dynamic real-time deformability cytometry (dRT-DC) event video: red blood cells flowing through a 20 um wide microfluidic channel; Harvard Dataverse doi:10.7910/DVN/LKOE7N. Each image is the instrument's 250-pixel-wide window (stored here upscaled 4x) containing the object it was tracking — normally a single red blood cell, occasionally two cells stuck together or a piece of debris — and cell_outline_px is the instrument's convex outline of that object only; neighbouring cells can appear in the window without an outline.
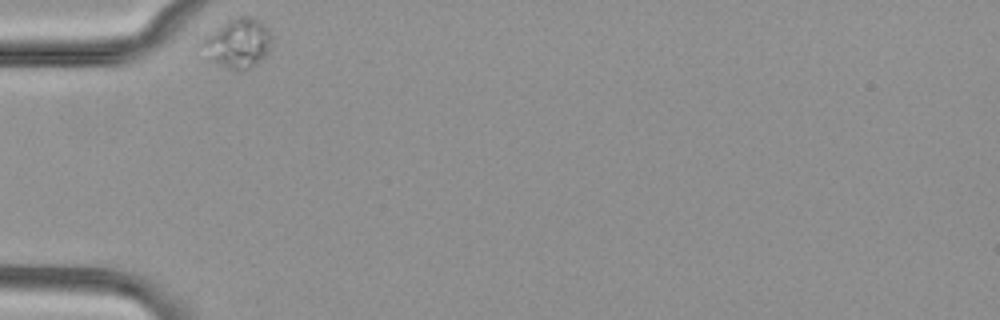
{"species": "common noctule bat (a hibernating species)", "species_latin": "Nyctalus noctula", "temperature_condition": "cold", "stored_images_in_passage": 34, "camera_frame_rate_fps": 3000, "um_per_image_px": 0.085, "animal": {"sex": "female", "body_mass_g": 29.2, "forearm_length_mm": 56.3}, "frame": {"image": 1, "passage_image": 1, "time_ms": 0.0, "image_size_px": [1000, 320], "cell_outline_px": [[272, 44], [268, 56], [256, 64], [240, 72], [228, 68], [208, 60], [200, 44], [204, 40], [232, 16], [248, 16], [260, 20], [268, 28], [272, 36]], "centroid_in_image_um": [20.28, 3.69], "position_along_channel_um": 64.7, "area_um2": 20.23}}
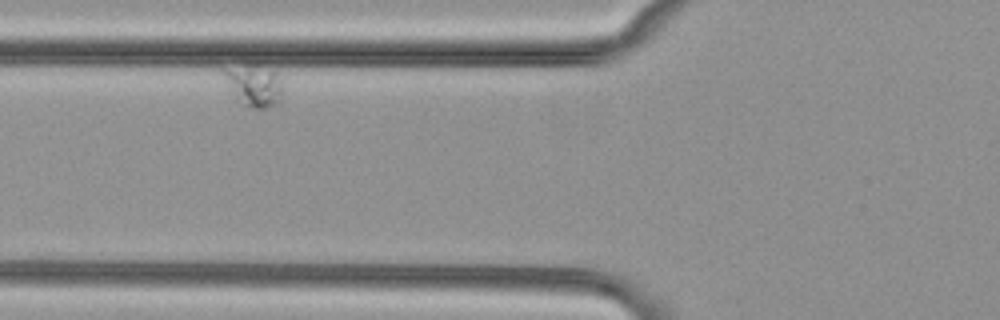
{"frame": {"image": 2, "passage_image": 6, "time_ms": 1.667, "image_size_px": [1000, 320], "cell_outline_px": [[280, 100], [276, 104], [268, 108], [256, 108], [240, 104], [236, 100], [220, 68], [252, 64], [276, 72], [280, 80]], "centroid_in_image_um": [21.54, 7.26], "position_along_channel_um": 104.3, "area_um2": 14.1}}
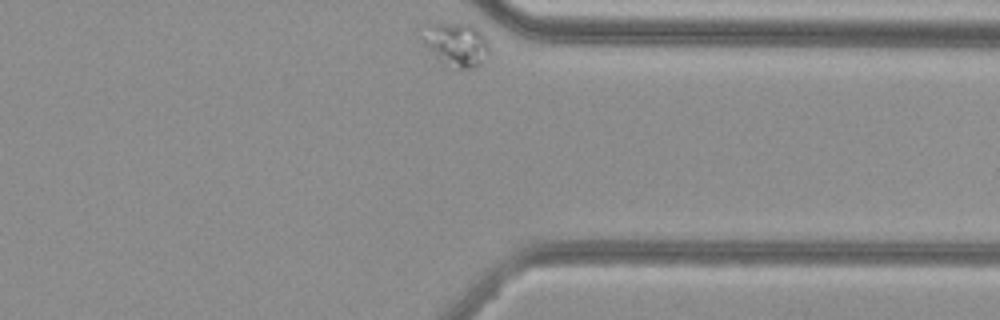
{"frame": {"image": 3, "passage_image": 34, "time_ms": 11.0, "image_size_px": [1000, 320], "cell_outline_px": [[488, 52], [480, 64], [476, 68], [456, 68], [444, 64], [424, 44], [420, 36], [432, 24], [476, 24], [488, 40]], "centroid_in_image_um": [38.83, 3.77], "position_along_channel_um": 372.6, "area_um2": 16.76}}